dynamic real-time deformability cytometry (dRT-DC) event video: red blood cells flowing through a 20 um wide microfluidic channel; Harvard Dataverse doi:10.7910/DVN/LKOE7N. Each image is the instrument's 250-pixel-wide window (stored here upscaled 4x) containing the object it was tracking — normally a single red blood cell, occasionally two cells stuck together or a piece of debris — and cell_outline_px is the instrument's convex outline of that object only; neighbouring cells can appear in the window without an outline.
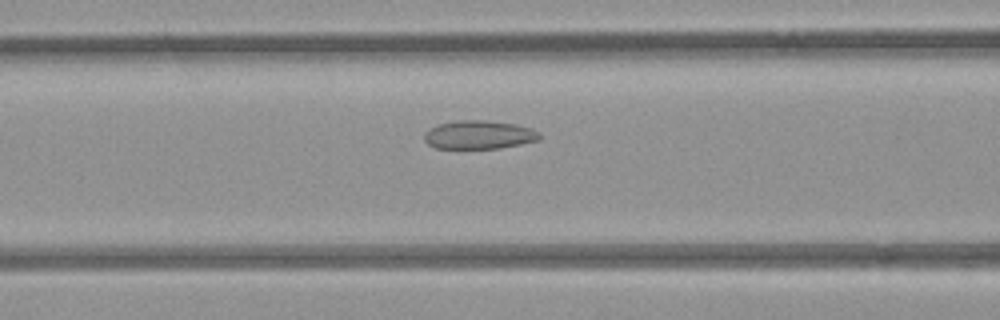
{"species": "common noctule bat (a hibernating species)", "species_latin": "Nyctalus noctula", "temperature_condition": "room temperature", "stored_images_in_passage": 53, "camera_frame_rate_fps": 3000, "um_per_image_px": 0.085, "animal": {"sex": "female", "body_mass_g": 21.9}, "frame": {"image": 1, "passage_image": 22, "time_ms": 7.0, "image_size_px": [1000, 320], "cell_outline_px": [[540, 140], [500, 148], [436, 148], [428, 144], [424, 140], [424, 132], [428, 128], [436, 124], [456, 120], [484, 120], [512, 124], [532, 128], [540, 132]], "centroid_in_image_um": [40.68, 11.45], "position_along_channel_um": 125.9, "area_um2": 19.25}}
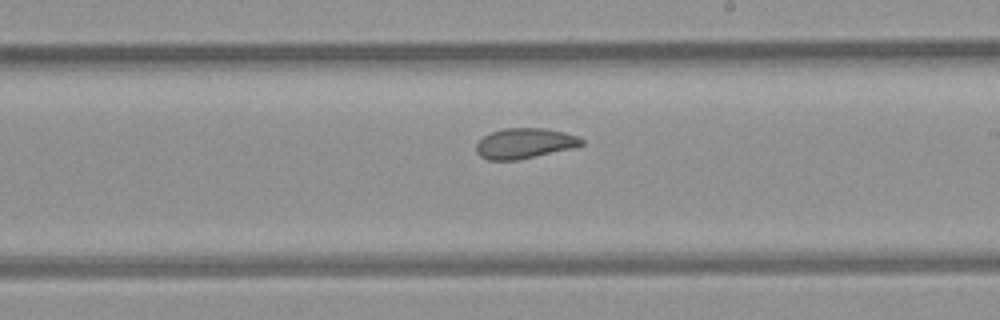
{"frame": {"image": 2, "passage_image": 31, "time_ms": 10.0, "image_size_px": [1000, 320], "cell_outline_px": [[584, 144], [568, 148], [516, 160], [488, 160], [480, 156], [476, 152], [476, 144], [484, 136], [492, 132], [504, 128], [544, 128], [564, 132], [576, 136], [584, 140]], "centroid_in_image_um": [44.54, 12.17], "position_along_channel_um": 244.5, "area_um2": 18.21}}
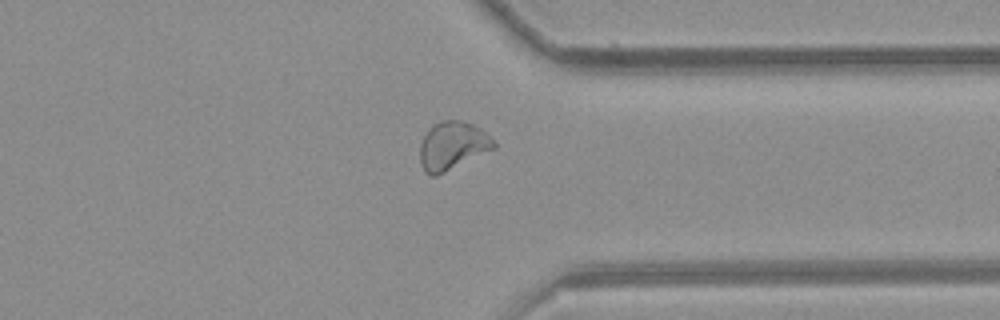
{"frame": {"image": 3, "passage_image": 41, "time_ms": 13.333, "image_size_px": [1000, 320], "cell_outline_px": [[496, 148], [436, 176], [432, 176], [424, 172], [420, 164], [420, 144], [428, 128], [432, 124], [440, 120], [464, 120], [480, 128], [496, 144]], "centroid_in_image_um": [38.43, 12.38], "position_along_channel_um": 373.0, "area_um2": 20.81}, "authors_computed_cell_mechanics": {"area_um2": 20.7502, "velocity_mm_per_s": 3.9496, "shape_relaxation_time_tau1_ms": null, "shape_relaxation_time_tau2_ms": 1.6362, "deformation_change_tau1": null, "deformation_change_tau2": 0.079}}